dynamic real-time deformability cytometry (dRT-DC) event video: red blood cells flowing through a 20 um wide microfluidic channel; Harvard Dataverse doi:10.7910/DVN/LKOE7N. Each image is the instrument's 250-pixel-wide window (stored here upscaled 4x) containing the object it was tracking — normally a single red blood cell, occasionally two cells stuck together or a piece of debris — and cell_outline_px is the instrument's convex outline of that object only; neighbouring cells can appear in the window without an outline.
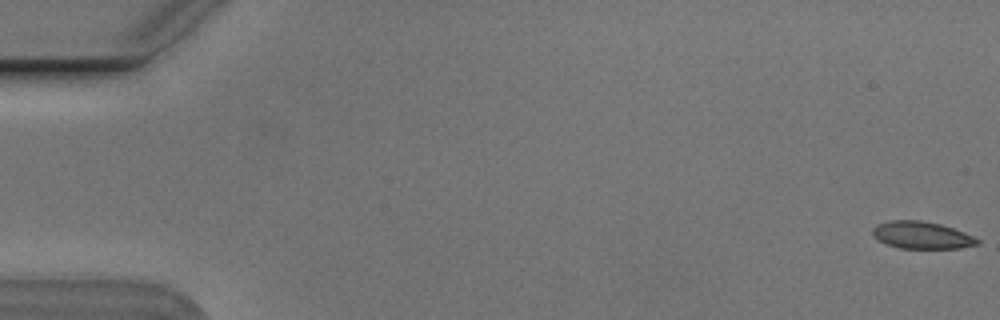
{"species": "Egyptian fruit bat (a non-hibernating species)", "species_latin": "Rousettus aegyptiacus", "temperature_condition": "cold", "stored_images_in_passage": 55, "camera_frame_rate_fps": 3000, "um_per_image_px": 0.085, "animal": {"sex": "male"}, "frame": {"image": 1, "passage_image": 1, "time_ms": 0.0, "image_size_px": [1000, 320], "cell_outline_px": [[980, 244], [960, 248], [900, 248], [888, 244], [872, 236], [872, 228], [876, 224], [888, 220], [920, 220], [940, 224], [964, 232], [980, 240]], "centroid_in_image_um": [78.33, 19.98], "position_along_channel_um": 6.7, "area_um2": 16.59}}
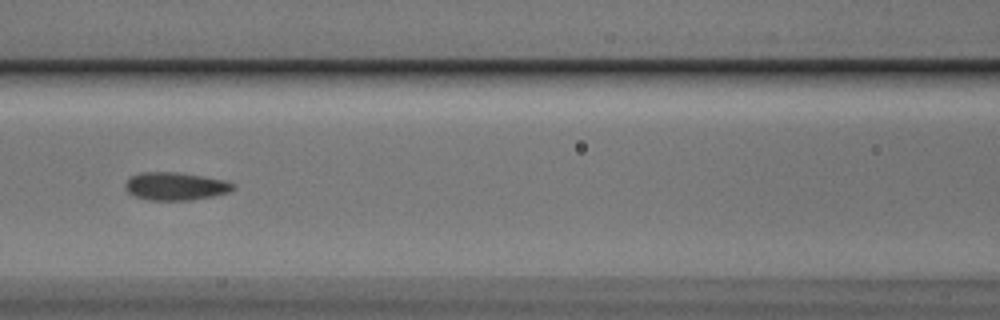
{"frame": {"image": 2, "passage_image": 25, "time_ms": 8.0, "image_size_px": [1000, 320], "cell_outline_px": [[236, 188], [228, 192], [212, 196], [192, 200], [148, 200], [132, 196], [124, 188], [124, 184], [132, 176], [140, 172], [176, 172], [204, 176], [224, 180], [236, 184]], "centroid_in_image_um": [14.91, 15.83], "position_along_channel_um": 151.7, "area_um2": 17.69}}
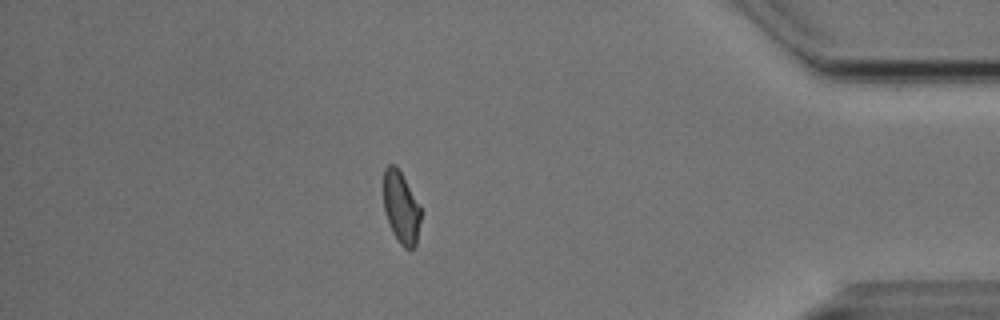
{"frame": {"image": 3, "passage_image": 48, "time_ms": 15.667, "image_size_px": [1000, 320], "cell_outline_px": [[424, 212], [416, 244], [412, 248], [404, 248], [400, 244], [392, 232], [384, 208], [384, 168], [388, 164], [396, 164]], "centroid_in_image_um": [34.13, 17.64], "position_along_channel_um": 401.1, "area_um2": 15.9}, "authors_computed_cell_mechanics": {"area_um2": 16.8776, "velocity_mm_per_s": 3.7617, "shape_relaxation_time_tau1_ms": 10.0337, "shape_relaxation_time_tau2_ms": 1.5954, "deformation_change_tau1": 0.186, "deformation_change_tau2": 0.0758}}